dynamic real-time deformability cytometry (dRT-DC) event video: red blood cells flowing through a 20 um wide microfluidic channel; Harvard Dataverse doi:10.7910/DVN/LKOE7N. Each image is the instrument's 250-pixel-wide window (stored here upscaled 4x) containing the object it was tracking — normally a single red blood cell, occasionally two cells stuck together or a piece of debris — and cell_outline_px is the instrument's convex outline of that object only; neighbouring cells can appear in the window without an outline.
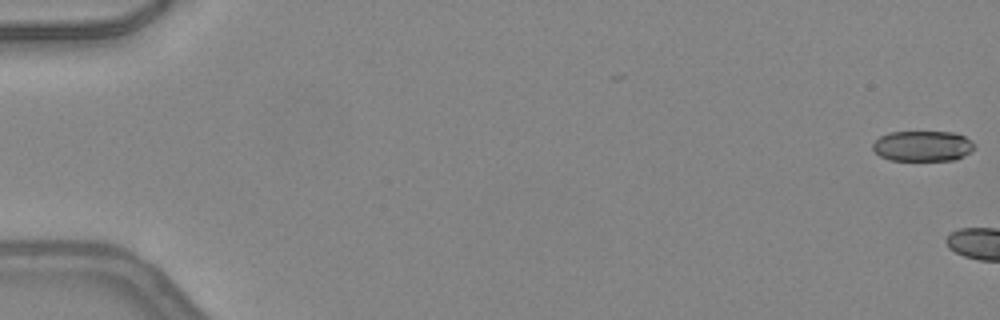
{"species": "common noctule bat (a hibernating species)", "species_latin": "Nyctalus noctula", "temperature_condition": "warm", "stored_images_in_passage": 4, "camera_frame_rate_fps": 3000, "um_per_image_px": 0.085, "animal": {"sex": "female", "body_mass_g": 24.6, "forearm_length_mm": 56.2}, "frame": {"image": 1, "passage_image": 1, "time_ms": 0.0, "image_size_px": [1000, 320], "cell_outline_px": [[976, 148], [964, 156], [956, 160], [888, 160], [880, 156], [872, 148], [872, 144], [880, 136], [888, 132], [956, 132], [972, 140]], "centroid_in_image_um": [78.45, 12.41], "position_along_channel_um": 6.6, "area_um2": 18.26}}